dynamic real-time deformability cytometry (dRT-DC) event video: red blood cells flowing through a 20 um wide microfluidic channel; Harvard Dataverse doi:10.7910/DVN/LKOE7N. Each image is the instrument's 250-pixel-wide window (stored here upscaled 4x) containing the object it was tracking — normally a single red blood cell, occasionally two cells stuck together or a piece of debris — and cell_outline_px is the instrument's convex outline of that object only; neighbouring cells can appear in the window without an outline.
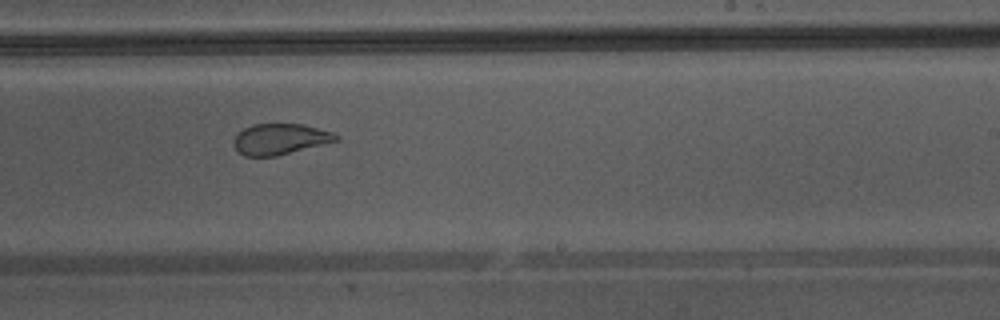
{"species": "Egyptian fruit bat (a non-hibernating species)", "species_latin": "Rousettus aegyptiacus", "temperature_condition": "warm", "stored_images_in_passage": 20, "camera_frame_rate_fps": 3000, "um_per_image_px": 0.085, "animal": {"sex": "male"}, "frame": {"image": 1, "passage_image": 15, "time_ms": 4.667, "image_size_px": [1000, 320], "cell_outline_px": [[340, 140], [276, 156], [244, 156], [232, 144], [232, 140], [244, 128], [252, 124], [304, 124], [332, 132], [340, 136]], "centroid_in_image_um": [23.82, 11.82], "position_along_channel_um": 265.2, "area_um2": 18.38}}